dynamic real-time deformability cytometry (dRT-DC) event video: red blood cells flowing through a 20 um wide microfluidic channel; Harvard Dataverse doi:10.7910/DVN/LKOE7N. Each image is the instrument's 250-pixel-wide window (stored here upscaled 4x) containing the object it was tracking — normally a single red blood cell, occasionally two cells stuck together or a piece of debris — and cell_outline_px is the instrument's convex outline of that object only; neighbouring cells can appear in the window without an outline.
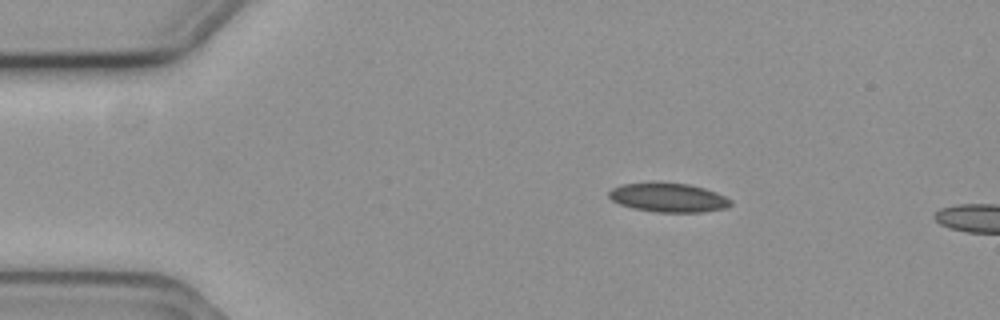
{"species": "common noctule bat (a hibernating species)", "species_latin": "Nyctalus noctula", "temperature_condition": "cold", "stored_images_in_passage": 7, "camera_frame_rate_fps": 3000, "um_per_image_px": 0.085, "animal": {"sex": "female", "body_mass_g": 19.3, "forearm_length_mm": 54.1}, "frame": {"image": 1, "passage_image": 1, "time_ms": 0.0, "image_size_px": [1000, 320], "cell_outline_px": [[732, 204], [728, 208], [704, 212], [656, 212], [632, 208], [620, 204], [612, 200], [608, 196], [608, 192], [612, 188], [620, 184], [688, 184], [704, 188], [716, 192], [732, 200]], "centroid_in_image_um": [56.84, 16.82], "position_along_channel_um": 28.2, "area_um2": 20.29}}